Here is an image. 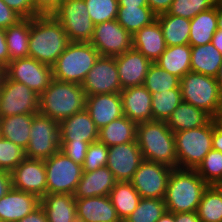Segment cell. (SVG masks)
<instances>
[{
	"label": "cell",
	"mask_w": 222,
	"mask_h": 222,
	"mask_svg": "<svg viewBox=\"0 0 222 222\" xmlns=\"http://www.w3.org/2000/svg\"><path fill=\"white\" fill-rule=\"evenodd\" d=\"M47 194H74L83 174L82 165L75 163L60 150L44 160Z\"/></svg>",
	"instance_id": "cell-8"
},
{
	"label": "cell",
	"mask_w": 222,
	"mask_h": 222,
	"mask_svg": "<svg viewBox=\"0 0 222 222\" xmlns=\"http://www.w3.org/2000/svg\"><path fill=\"white\" fill-rule=\"evenodd\" d=\"M48 222H78L74 194H46L40 199Z\"/></svg>",
	"instance_id": "cell-26"
},
{
	"label": "cell",
	"mask_w": 222,
	"mask_h": 222,
	"mask_svg": "<svg viewBox=\"0 0 222 222\" xmlns=\"http://www.w3.org/2000/svg\"><path fill=\"white\" fill-rule=\"evenodd\" d=\"M175 222H200L196 212H183L175 214Z\"/></svg>",
	"instance_id": "cell-55"
},
{
	"label": "cell",
	"mask_w": 222,
	"mask_h": 222,
	"mask_svg": "<svg viewBox=\"0 0 222 222\" xmlns=\"http://www.w3.org/2000/svg\"><path fill=\"white\" fill-rule=\"evenodd\" d=\"M216 2L217 0H173L167 13L191 20L202 11L214 7Z\"/></svg>",
	"instance_id": "cell-42"
},
{
	"label": "cell",
	"mask_w": 222,
	"mask_h": 222,
	"mask_svg": "<svg viewBox=\"0 0 222 222\" xmlns=\"http://www.w3.org/2000/svg\"><path fill=\"white\" fill-rule=\"evenodd\" d=\"M62 25L70 42H90L94 24L87 12L84 0H68L61 3L52 14Z\"/></svg>",
	"instance_id": "cell-11"
},
{
	"label": "cell",
	"mask_w": 222,
	"mask_h": 222,
	"mask_svg": "<svg viewBox=\"0 0 222 222\" xmlns=\"http://www.w3.org/2000/svg\"><path fill=\"white\" fill-rule=\"evenodd\" d=\"M208 184L195 169L173 168L164 202L170 213L196 212Z\"/></svg>",
	"instance_id": "cell-2"
},
{
	"label": "cell",
	"mask_w": 222,
	"mask_h": 222,
	"mask_svg": "<svg viewBox=\"0 0 222 222\" xmlns=\"http://www.w3.org/2000/svg\"><path fill=\"white\" fill-rule=\"evenodd\" d=\"M117 22L134 35L144 26L156 20V15L149 6H118Z\"/></svg>",
	"instance_id": "cell-36"
},
{
	"label": "cell",
	"mask_w": 222,
	"mask_h": 222,
	"mask_svg": "<svg viewBox=\"0 0 222 222\" xmlns=\"http://www.w3.org/2000/svg\"><path fill=\"white\" fill-rule=\"evenodd\" d=\"M23 17L15 10L8 7V5L0 0V28L6 29L11 25L18 23Z\"/></svg>",
	"instance_id": "cell-48"
},
{
	"label": "cell",
	"mask_w": 222,
	"mask_h": 222,
	"mask_svg": "<svg viewBox=\"0 0 222 222\" xmlns=\"http://www.w3.org/2000/svg\"><path fill=\"white\" fill-rule=\"evenodd\" d=\"M137 123L125 115L99 130L98 140L107 147L136 141Z\"/></svg>",
	"instance_id": "cell-30"
},
{
	"label": "cell",
	"mask_w": 222,
	"mask_h": 222,
	"mask_svg": "<svg viewBox=\"0 0 222 222\" xmlns=\"http://www.w3.org/2000/svg\"><path fill=\"white\" fill-rule=\"evenodd\" d=\"M39 113V95L23 83L0 75V118Z\"/></svg>",
	"instance_id": "cell-9"
},
{
	"label": "cell",
	"mask_w": 222,
	"mask_h": 222,
	"mask_svg": "<svg viewBox=\"0 0 222 222\" xmlns=\"http://www.w3.org/2000/svg\"><path fill=\"white\" fill-rule=\"evenodd\" d=\"M213 119L204 126L174 133L178 168L196 169L212 149Z\"/></svg>",
	"instance_id": "cell-7"
},
{
	"label": "cell",
	"mask_w": 222,
	"mask_h": 222,
	"mask_svg": "<svg viewBox=\"0 0 222 222\" xmlns=\"http://www.w3.org/2000/svg\"><path fill=\"white\" fill-rule=\"evenodd\" d=\"M25 158V149L0 137V170L11 172Z\"/></svg>",
	"instance_id": "cell-44"
},
{
	"label": "cell",
	"mask_w": 222,
	"mask_h": 222,
	"mask_svg": "<svg viewBox=\"0 0 222 222\" xmlns=\"http://www.w3.org/2000/svg\"><path fill=\"white\" fill-rule=\"evenodd\" d=\"M108 147L99 140L90 143L82 165L83 172H92L107 165Z\"/></svg>",
	"instance_id": "cell-45"
},
{
	"label": "cell",
	"mask_w": 222,
	"mask_h": 222,
	"mask_svg": "<svg viewBox=\"0 0 222 222\" xmlns=\"http://www.w3.org/2000/svg\"><path fill=\"white\" fill-rule=\"evenodd\" d=\"M155 64L181 79L191 72V46L189 44L166 46L165 52Z\"/></svg>",
	"instance_id": "cell-28"
},
{
	"label": "cell",
	"mask_w": 222,
	"mask_h": 222,
	"mask_svg": "<svg viewBox=\"0 0 222 222\" xmlns=\"http://www.w3.org/2000/svg\"><path fill=\"white\" fill-rule=\"evenodd\" d=\"M182 102L181 88L152 94L153 120L166 122Z\"/></svg>",
	"instance_id": "cell-37"
},
{
	"label": "cell",
	"mask_w": 222,
	"mask_h": 222,
	"mask_svg": "<svg viewBox=\"0 0 222 222\" xmlns=\"http://www.w3.org/2000/svg\"><path fill=\"white\" fill-rule=\"evenodd\" d=\"M2 72L10 79L25 84L38 95L51 84L53 69L31 57L11 61Z\"/></svg>",
	"instance_id": "cell-12"
},
{
	"label": "cell",
	"mask_w": 222,
	"mask_h": 222,
	"mask_svg": "<svg viewBox=\"0 0 222 222\" xmlns=\"http://www.w3.org/2000/svg\"><path fill=\"white\" fill-rule=\"evenodd\" d=\"M69 43L65 30L53 15L31 18L29 57L52 67Z\"/></svg>",
	"instance_id": "cell-1"
},
{
	"label": "cell",
	"mask_w": 222,
	"mask_h": 222,
	"mask_svg": "<svg viewBox=\"0 0 222 222\" xmlns=\"http://www.w3.org/2000/svg\"><path fill=\"white\" fill-rule=\"evenodd\" d=\"M218 30L216 4L202 11L190 20L189 45L191 47L212 42L213 35Z\"/></svg>",
	"instance_id": "cell-31"
},
{
	"label": "cell",
	"mask_w": 222,
	"mask_h": 222,
	"mask_svg": "<svg viewBox=\"0 0 222 222\" xmlns=\"http://www.w3.org/2000/svg\"><path fill=\"white\" fill-rule=\"evenodd\" d=\"M34 114H20L0 118V137L26 149Z\"/></svg>",
	"instance_id": "cell-29"
},
{
	"label": "cell",
	"mask_w": 222,
	"mask_h": 222,
	"mask_svg": "<svg viewBox=\"0 0 222 222\" xmlns=\"http://www.w3.org/2000/svg\"><path fill=\"white\" fill-rule=\"evenodd\" d=\"M90 43L100 56L115 57L132 48V35L115 19L95 25Z\"/></svg>",
	"instance_id": "cell-14"
},
{
	"label": "cell",
	"mask_w": 222,
	"mask_h": 222,
	"mask_svg": "<svg viewBox=\"0 0 222 222\" xmlns=\"http://www.w3.org/2000/svg\"><path fill=\"white\" fill-rule=\"evenodd\" d=\"M211 43L222 54V31L221 30H217L215 32Z\"/></svg>",
	"instance_id": "cell-57"
},
{
	"label": "cell",
	"mask_w": 222,
	"mask_h": 222,
	"mask_svg": "<svg viewBox=\"0 0 222 222\" xmlns=\"http://www.w3.org/2000/svg\"><path fill=\"white\" fill-rule=\"evenodd\" d=\"M162 33L164 36L166 46H177L189 44L190 35V20L169 15L164 13L156 16Z\"/></svg>",
	"instance_id": "cell-34"
},
{
	"label": "cell",
	"mask_w": 222,
	"mask_h": 222,
	"mask_svg": "<svg viewBox=\"0 0 222 222\" xmlns=\"http://www.w3.org/2000/svg\"><path fill=\"white\" fill-rule=\"evenodd\" d=\"M132 48L153 63L165 52L166 44L157 19L132 35Z\"/></svg>",
	"instance_id": "cell-25"
},
{
	"label": "cell",
	"mask_w": 222,
	"mask_h": 222,
	"mask_svg": "<svg viewBox=\"0 0 222 222\" xmlns=\"http://www.w3.org/2000/svg\"><path fill=\"white\" fill-rule=\"evenodd\" d=\"M222 54L212 43L191 47V72L217 77Z\"/></svg>",
	"instance_id": "cell-32"
},
{
	"label": "cell",
	"mask_w": 222,
	"mask_h": 222,
	"mask_svg": "<svg viewBox=\"0 0 222 222\" xmlns=\"http://www.w3.org/2000/svg\"><path fill=\"white\" fill-rule=\"evenodd\" d=\"M116 179L107 166L92 172H83L74 193L75 198L109 196Z\"/></svg>",
	"instance_id": "cell-24"
},
{
	"label": "cell",
	"mask_w": 222,
	"mask_h": 222,
	"mask_svg": "<svg viewBox=\"0 0 222 222\" xmlns=\"http://www.w3.org/2000/svg\"><path fill=\"white\" fill-rule=\"evenodd\" d=\"M81 85L86 96L120 93L122 88L115 57L100 56Z\"/></svg>",
	"instance_id": "cell-15"
},
{
	"label": "cell",
	"mask_w": 222,
	"mask_h": 222,
	"mask_svg": "<svg viewBox=\"0 0 222 222\" xmlns=\"http://www.w3.org/2000/svg\"><path fill=\"white\" fill-rule=\"evenodd\" d=\"M136 141L144 160L178 168L174 133L164 121L137 124Z\"/></svg>",
	"instance_id": "cell-3"
},
{
	"label": "cell",
	"mask_w": 222,
	"mask_h": 222,
	"mask_svg": "<svg viewBox=\"0 0 222 222\" xmlns=\"http://www.w3.org/2000/svg\"><path fill=\"white\" fill-rule=\"evenodd\" d=\"M94 25L117 18L118 0H84Z\"/></svg>",
	"instance_id": "cell-43"
},
{
	"label": "cell",
	"mask_w": 222,
	"mask_h": 222,
	"mask_svg": "<svg viewBox=\"0 0 222 222\" xmlns=\"http://www.w3.org/2000/svg\"><path fill=\"white\" fill-rule=\"evenodd\" d=\"M165 212L164 199L141 198L137 208L124 222H157Z\"/></svg>",
	"instance_id": "cell-40"
},
{
	"label": "cell",
	"mask_w": 222,
	"mask_h": 222,
	"mask_svg": "<svg viewBox=\"0 0 222 222\" xmlns=\"http://www.w3.org/2000/svg\"><path fill=\"white\" fill-rule=\"evenodd\" d=\"M66 1H68V0H57V9H58V6H59L61 3L66 2Z\"/></svg>",
	"instance_id": "cell-63"
},
{
	"label": "cell",
	"mask_w": 222,
	"mask_h": 222,
	"mask_svg": "<svg viewBox=\"0 0 222 222\" xmlns=\"http://www.w3.org/2000/svg\"><path fill=\"white\" fill-rule=\"evenodd\" d=\"M212 149L222 152V128L213 118Z\"/></svg>",
	"instance_id": "cell-54"
},
{
	"label": "cell",
	"mask_w": 222,
	"mask_h": 222,
	"mask_svg": "<svg viewBox=\"0 0 222 222\" xmlns=\"http://www.w3.org/2000/svg\"><path fill=\"white\" fill-rule=\"evenodd\" d=\"M17 222H48V220L43 207L39 205L30 214Z\"/></svg>",
	"instance_id": "cell-52"
},
{
	"label": "cell",
	"mask_w": 222,
	"mask_h": 222,
	"mask_svg": "<svg viewBox=\"0 0 222 222\" xmlns=\"http://www.w3.org/2000/svg\"><path fill=\"white\" fill-rule=\"evenodd\" d=\"M173 0H147L149 8L158 16L167 13Z\"/></svg>",
	"instance_id": "cell-50"
},
{
	"label": "cell",
	"mask_w": 222,
	"mask_h": 222,
	"mask_svg": "<svg viewBox=\"0 0 222 222\" xmlns=\"http://www.w3.org/2000/svg\"><path fill=\"white\" fill-rule=\"evenodd\" d=\"M31 18H23L18 23L5 29V40L10 62L29 57V37Z\"/></svg>",
	"instance_id": "cell-33"
},
{
	"label": "cell",
	"mask_w": 222,
	"mask_h": 222,
	"mask_svg": "<svg viewBox=\"0 0 222 222\" xmlns=\"http://www.w3.org/2000/svg\"><path fill=\"white\" fill-rule=\"evenodd\" d=\"M88 146V142H60V151L75 163L83 165Z\"/></svg>",
	"instance_id": "cell-46"
},
{
	"label": "cell",
	"mask_w": 222,
	"mask_h": 222,
	"mask_svg": "<svg viewBox=\"0 0 222 222\" xmlns=\"http://www.w3.org/2000/svg\"><path fill=\"white\" fill-rule=\"evenodd\" d=\"M182 101L200 108L213 118L222 110V95L215 77L188 72L180 79Z\"/></svg>",
	"instance_id": "cell-6"
},
{
	"label": "cell",
	"mask_w": 222,
	"mask_h": 222,
	"mask_svg": "<svg viewBox=\"0 0 222 222\" xmlns=\"http://www.w3.org/2000/svg\"><path fill=\"white\" fill-rule=\"evenodd\" d=\"M78 222H121L109 196L75 198Z\"/></svg>",
	"instance_id": "cell-23"
},
{
	"label": "cell",
	"mask_w": 222,
	"mask_h": 222,
	"mask_svg": "<svg viewBox=\"0 0 222 222\" xmlns=\"http://www.w3.org/2000/svg\"><path fill=\"white\" fill-rule=\"evenodd\" d=\"M12 188L31 193L42 199L47 194L44 160L25 158L12 171Z\"/></svg>",
	"instance_id": "cell-16"
},
{
	"label": "cell",
	"mask_w": 222,
	"mask_h": 222,
	"mask_svg": "<svg viewBox=\"0 0 222 222\" xmlns=\"http://www.w3.org/2000/svg\"><path fill=\"white\" fill-rule=\"evenodd\" d=\"M121 88L144 85L152 61L134 48L115 56Z\"/></svg>",
	"instance_id": "cell-18"
},
{
	"label": "cell",
	"mask_w": 222,
	"mask_h": 222,
	"mask_svg": "<svg viewBox=\"0 0 222 222\" xmlns=\"http://www.w3.org/2000/svg\"><path fill=\"white\" fill-rule=\"evenodd\" d=\"M9 63L10 58L5 40V30L0 28V70L2 71Z\"/></svg>",
	"instance_id": "cell-51"
},
{
	"label": "cell",
	"mask_w": 222,
	"mask_h": 222,
	"mask_svg": "<svg viewBox=\"0 0 222 222\" xmlns=\"http://www.w3.org/2000/svg\"><path fill=\"white\" fill-rule=\"evenodd\" d=\"M85 109L99 130L111 121L124 116L120 93L86 96Z\"/></svg>",
	"instance_id": "cell-19"
},
{
	"label": "cell",
	"mask_w": 222,
	"mask_h": 222,
	"mask_svg": "<svg viewBox=\"0 0 222 222\" xmlns=\"http://www.w3.org/2000/svg\"><path fill=\"white\" fill-rule=\"evenodd\" d=\"M86 94L81 84L53 79L39 95V113L52 120L62 121L85 109Z\"/></svg>",
	"instance_id": "cell-4"
},
{
	"label": "cell",
	"mask_w": 222,
	"mask_h": 222,
	"mask_svg": "<svg viewBox=\"0 0 222 222\" xmlns=\"http://www.w3.org/2000/svg\"><path fill=\"white\" fill-rule=\"evenodd\" d=\"M123 113L138 123L153 121L152 94L144 85L124 88L120 92Z\"/></svg>",
	"instance_id": "cell-21"
},
{
	"label": "cell",
	"mask_w": 222,
	"mask_h": 222,
	"mask_svg": "<svg viewBox=\"0 0 222 222\" xmlns=\"http://www.w3.org/2000/svg\"><path fill=\"white\" fill-rule=\"evenodd\" d=\"M119 6H148L147 0H118Z\"/></svg>",
	"instance_id": "cell-56"
},
{
	"label": "cell",
	"mask_w": 222,
	"mask_h": 222,
	"mask_svg": "<svg viewBox=\"0 0 222 222\" xmlns=\"http://www.w3.org/2000/svg\"><path fill=\"white\" fill-rule=\"evenodd\" d=\"M216 79H217V84L219 86L220 93L222 95V64L220 66L219 73H218Z\"/></svg>",
	"instance_id": "cell-61"
},
{
	"label": "cell",
	"mask_w": 222,
	"mask_h": 222,
	"mask_svg": "<svg viewBox=\"0 0 222 222\" xmlns=\"http://www.w3.org/2000/svg\"><path fill=\"white\" fill-rule=\"evenodd\" d=\"M39 15H52L57 10V0H31Z\"/></svg>",
	"instance_id": "cell-49"
},
{
	"label": "cell",
	"mask_w": 222,
	"mask_h": 222,
	"mask_svg": "<svg viewBox=\"0 0 222 222\" xmlns=\"http://www.w3.org/2000/svg\"><path fill=\"white\" fill-rule=\"evenodd\" d=\"M11 188V172L0 170V198H2Z\"/></svg>",
	"instance_id": "cell-53"
},
{
	"label": "cell",
	"mask_w": 222,
	"mask_h": 222,
	"mask_svg": "<svg viewBox=\"0 0 222 222\" xmlns=\"http://www.w3.org/2000/svg\"><path fill=\"white\" fill-rule=\"evenodd\" d=\"M216 123L222 128V110L214 118Z\"/></svg>",
	"instance_id": "cell-62"
},
{
	"label": "cell",
	"mask_w": 222,
	"mask_h": 222,
	"mask_svg": "<svg viewBox=\"0 0 222 222\" xmlns=\"http://www.w3.org/2000/svg\"><path fill=\"white\" fill-rule=\"evenodd\" d=\"M211 186L216 190V192L222 198V179L214 182Z\"/></svg>",
	"instance_id": "cell-60"
},
{
	"label": "cell",
	"mask_w": 222,
	"mask_h": 222,
	"mask_svg": "<svg viewBox=\"0 0 222 222\" xmlns=\"http://www.w3.org/2000/svg\"><path fill=\"white\" fill-rule=\"evenodd\" d=\"M60 142H88L98 140L99 129L86 109L59 122Z\"/></svg>",
	"instance_id": "cell-20"
},
{
	"label": "cell",
	"mask_w": 222,
	"mask_h": 222,
	"mask_svg": "<svg viewBox=\"0 0 222 222\" xmlns=\"http://www.w3.org/2000/svg\"><path fill=\"white\" fill-rule=\"evenodd\" d=\"M198 175L208 184L222 179V152L211 149L195 169Z\"/></svg>",
	"instance_id": "cell-41"
},
{
	"label": "cell",
	"mask_w": 222,
	"mask_h": 222,
	"mask_svg": "<svg viewBox=\"0 0 222 222\" xmlns=\"http://www.w3.org/2000/svg\"><path fill=\"white\" fill-rule=\"evenodd\" d=\"M213 117L206 111L182 102L166 121L170 130L175 133L207 125Z\"/></svg>",
	"instance_id": "cell-27"
},
{
	"label": "cell",
	"mask_w": 222,
	"mask_h": 222,
	"mask_svg": "<svg viewBox=\"0 0 222 222\" xmlns=\"http://www.w3.org/2000/svg\"><path fill=\"white\" fill-rule=\"evenodd\" d=\"M172 169L162 163L143 160L130 182L141 198L164 199Z\"/></svg>",
	"instance_id": "cell-13"
},
{
	"label": "cell",
	"mask_w": 222,
	"mask_h": 222,
	"mask_svg": "<svg viewBox=\"0 0 222 222\" xmlns=\"http://www.w3.org/2000/svg\"><path fill=\"white\" fill-rule=\"evenodd\" d=\"M99 57V52L90 42H70L52 66L53 78L82 84Z\"/></svg>",
	"instance_id": "cell-5"
},
{
	"label": "cell",
	"mask_w": 222,
	"mask_h": 222,
	"mask_svg": "<svg viewBox=\"0 0 222 222\" xmlns=\"http://www.w3.org/2000/svg\"><path fill=\"white\" fill-rule=\"evenodd\" d=\"M109 197L121 222L132 214L141 199L132 183L126 181H117Z\"/></svg>",
	"instance_id": "cell-35"
},
{
	"label": "cell",
	"mask_w": 222,
	"mask_h": 222,
	"mask_svg": "<svg viewBox=\"0 0 222 222\" xmlns=\"http://www.w3.org/2000/svg\"><path fill=\"white\" fill-rule=\"evenodd\" d=\"M196 213L200 222H222V198L211 185L204 190Z\"/></svg>",
	"instance_id": "cell-39"
},
{
	"label": "cell",
	"mask_w": 222,
	"mask_h": 222,
	"mask_svg": "<svg viewBox=\"0 0 222 222\" xmlns=\"http://www.w3.org/2000/svg\"><path fill=\"white\" fill-rule=\"evenodd\" d=\"M216 14L218 30L222 31V0H217L216 2Z\"/></svg>",
	"instance_id": "cell-58"
},
{
	"label": "cell",
	"mask_w": 222,
	"mask_h": 222,
	"mask_svg": "<svg viewBox=\"0 0 222 222\" xmlns=\"http://www.w3.org/2000/svg\"><path fill=\"white\" fill-rule=\"evenodd\" d=\"M59 150V122L40 113L34 114L29 143L25 149L26 158L46 160Z\"/></svg>",
	"instance_id": "cell-10"
},
{
	"label": "cell",
	"mask_w": 222,
	"mask_h": 222,
	"mask_svg": "<svg viewBox=\"0 0 222 222\" xmlns=\"http://www.w3.org/2000/svg\"><path fill=\"white\" fill-rule=\"evenodd\" d=\"M9 8L15 10L23 18H33L39 16L34 10L31 0H3Z\"/></svg>",
	"instance_id": "cell-47"
},
{
	"label": "cell",
	"mask_w": 222,
	"mask_h": 222,
	"mask_svg": "<svg viewBox=\"0 0 222 222\" xmlns=\"http://www.w3.org/2000/svg\"><path fill=\"white\" fill-rule=\"evenodd\" d=\"M137 141L108 147L107 167L116 181L130 182L143 161Z\"/></svg>",
	"instance_id": "cell-17"
},
{
	"label": "cell",
	"mask_w": 222,
	"mask_h": 222,
	"mask_svg": "<svg viewBox=\"0 0 222 222\" xmlns=\"http://www.w3.org/2000/svg\"><path fill=\"white\" fill-rule=\"evenodd\" d=\"M40 205V199L31 193L11 188L0 198V220L17 222Z\"/></svg>",
	"instance_id": "cell-22"
},
{
	"label": "cell",
	"mask_w": 222,
	"mask_h": 222,
	"mask_svg": "<svg viewBox=\"0 0 222 222\" xmlns=\"http://www.w3.org/2000/svg\"><path fill=\"white\" fill-rule=\"evenodd\" d=\"M157 222H175V214L166 211Z\"/></svg>",
	"instance_id": "cell-59"
},
{
	"label": "cell",
	"mask_w": 222,
	"mask_h": 222,
	"mask_svg": "<svg viewBox=\"0 0 222 222\" xmlns=\"http://www.w3.org/2000/svg\"><path fill=\"white\" fill-rule=\"evenodd\" d=\"M144 86L151 94L161 93L180 88V78L152 63L147 72Z\"/></svg>",
	"instance_id": "cell-38"
}]
</instances>
